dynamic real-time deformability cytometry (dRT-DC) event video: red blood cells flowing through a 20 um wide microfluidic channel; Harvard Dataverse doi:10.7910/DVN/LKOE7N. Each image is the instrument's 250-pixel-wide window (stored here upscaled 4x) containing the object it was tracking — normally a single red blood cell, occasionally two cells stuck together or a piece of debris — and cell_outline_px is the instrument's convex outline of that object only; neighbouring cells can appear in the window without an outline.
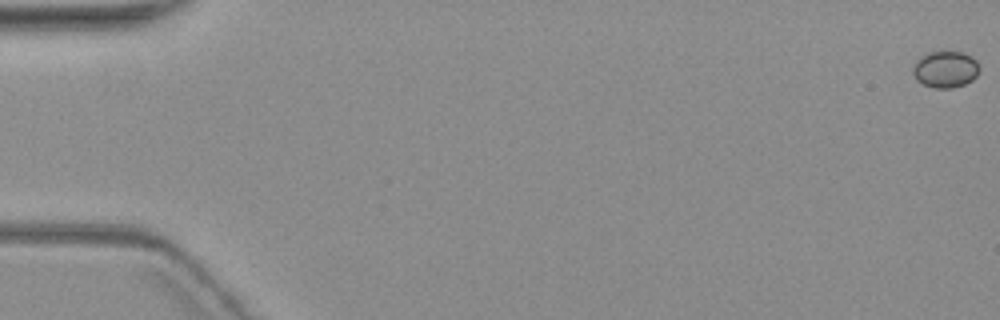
{"species": "common noctule bat (a hibernating species)", "species_latin": "Nyctalus noctula", "temperature_condition": "warm", "stored_images_in_passage": 5, "camera_frame_rate_fps": 3000, "um_per_image_px": 0.085, "animal": {"sex": "female", "body_mass_g": 19.3, "forearm_length_mm": 54.1}, "frame": {"image": 1, "passage_image": 1, "time_ms": 0.0, "image_size_px": [1000, 320], "cell_outline_px": [[980, 68], [976, 76], [972, 80], [964, 84], [952, 88], [936, 88], [924, 84], [916, 80], [912, 72], [912, 68], [916, 60], [920, 56], [928, 52], [960, 52], [976, 60]], "centroid_in_image_um": [80.33, 5.9], "position_along_channel_um": 4.7, "area_um2": 14.1}}